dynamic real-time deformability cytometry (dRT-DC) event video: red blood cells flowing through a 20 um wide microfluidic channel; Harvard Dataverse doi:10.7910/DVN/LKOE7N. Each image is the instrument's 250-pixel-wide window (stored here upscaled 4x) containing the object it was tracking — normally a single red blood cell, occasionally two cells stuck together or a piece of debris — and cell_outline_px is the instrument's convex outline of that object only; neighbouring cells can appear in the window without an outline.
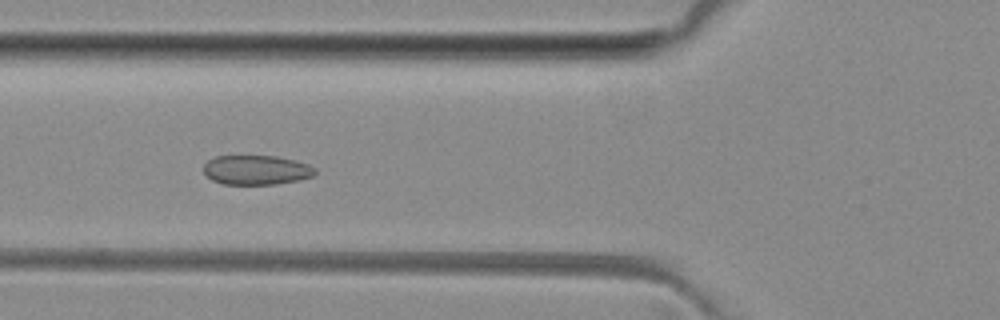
{"species": "common noctule bat (a hibernating species)", "species_latin": "Nyctalus noctula", "temperature_condition": "room temperature", "stored_images_in_passage": 7, "camera_frame_rate_fps": 3000, "um_per_image_px": 0.085, "animal": {"sex": "female", "body_mass_g": 29.2, "forearm_length_mm": 56.3}, "frame": {"image": 1, "passage_image": 4, "time_ms": 4.333, "image_size_px": [1000, 320], "cell_outline_px": [[316, 172], [312, 176], [300, 180], [276, 184], [224, 184], [212, 180], [204, 172], [204, 164], [208, 160], [216, 156], [276, 156], [308, 164], [316, 168]], "centroid_in_image_um": [21.79, 14.45], "position_along_channel_um": 104.0, "area_um2": 19.07}}
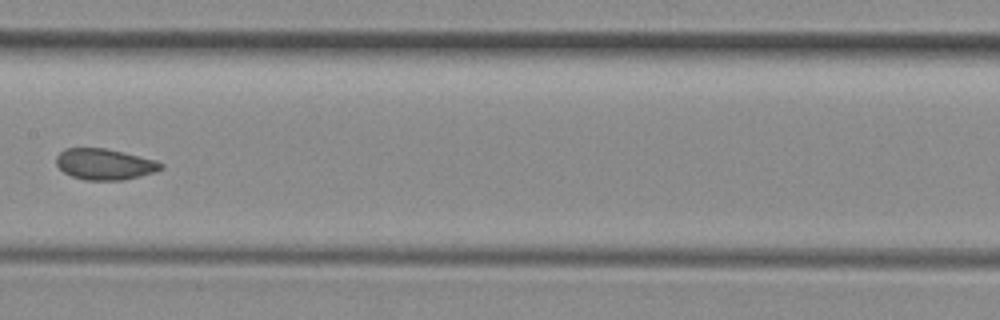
{"frame": {"image": 2, "passage_image": 6, "time_ms": 6.667, "image_size_px": [1000, 320], "cell_outline_px": [[164, 168], [156, 172], [124, 180], [84, 180], [72, 176], [64, 172], [56, 164], [56, 156], [64, 148], [104, 148], [124, 152], [156, 160], [164, 164]], "centroid_in_image_um": [8.92, 13.96], "position_along_channel_um": 198.5, "area_um2": 19.07}}
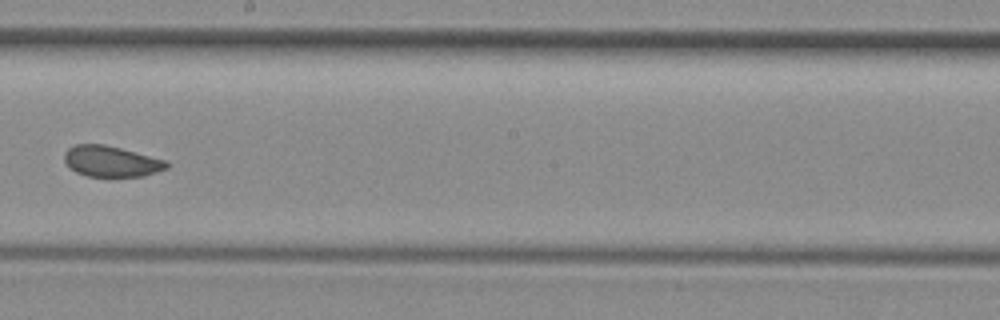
{"frame": {"image": 3, "passage_image": 7, "time_ms": 7.667, "image_size_px": [1000, 320], "cell_outline_px": [[168, 168], [144, 176], [88, 176], [76, 172], [64, 160], [64, 152], [68, 148], [76, 144], [104, 144], [168, 160]], "centroid_in_image_um": [9.48, 13.7], "position_along_channel_um": 238.7, "area_um2": 18.32}}